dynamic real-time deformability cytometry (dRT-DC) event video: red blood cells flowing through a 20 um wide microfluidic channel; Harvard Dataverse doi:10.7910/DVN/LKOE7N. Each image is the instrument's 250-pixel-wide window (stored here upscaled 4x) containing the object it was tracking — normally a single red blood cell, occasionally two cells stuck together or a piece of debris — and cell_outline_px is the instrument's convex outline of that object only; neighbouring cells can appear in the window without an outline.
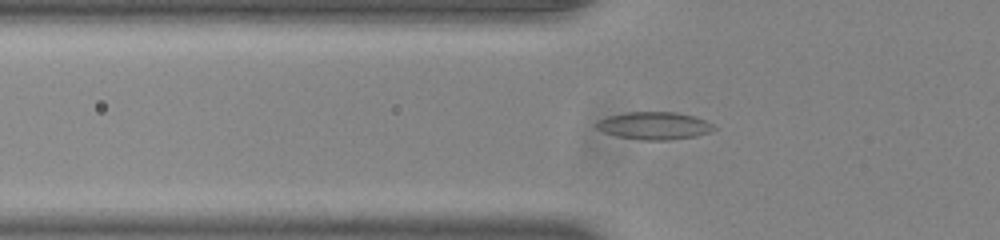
{"species": "common noctule bat (a hibernating species)", "species_latin": "Nyctalus noctula", "temperature_condition": "room temperature", "stored_images_in_passage": 43, "camera_frame_rate_fps": 3000, "um_per_image_px": 0.085, "animal": {"sex": "male", "body_mass_g": 20.0, "forearm_length_mm": 53.3}, "frame": {"image": 1, "passage_image": 9, "time_ms": 2.667, "image_size_px": [1000, 240], "cell_outline_px": [[716, 128], [708, 132], [696, 136], [668, 140], [640, 140], [616, 136], [604, 132], [596, 128], [596, 124], [600, 120], [608, 116], [628, 112], [676, 112], [692, 116], [704, 120], [712, 124]], "centroid_in_image_um": [55.59, 10.69], "position_along_channel_um": 70.2, "area_um2": 18.67}}
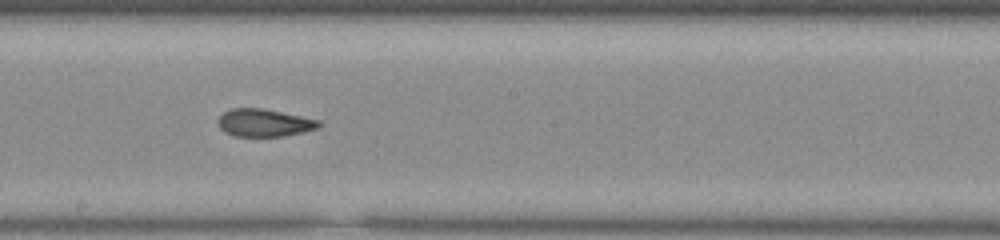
{"frame": {"image": 2, "passage_image": 21, "time_ms": 6.667, "image_size_px": [1000, 240], "cell_outline_px": [[324, 124], [320, 128], [304, 132], [284, 136], [232, 136], [224, 132], [216, 124], [216, 120], [224, 112], [232, 108], [264, 108], [320, 120]], "centroid_in_image_um": [22.47, 10.44], "position_along_channel_um": 225.7, "area_um2": 16.59}}
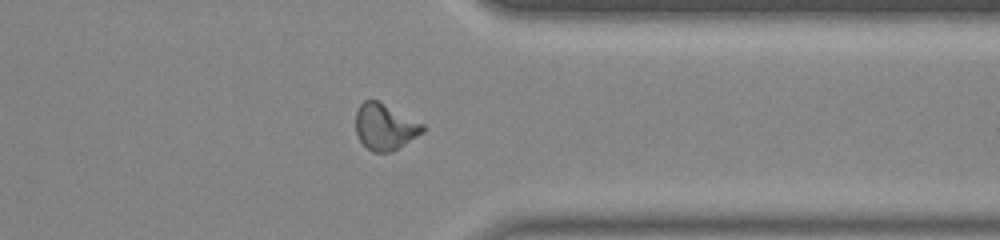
{"frame": {"image": 3, "passage_image": 33, "time_ms": 10.667, "image_size_px": [1000, 240], "cell_outline_px": [[424, 132], [392, 152], [372, 152], [360, 140], [356, 132], [356, 112], [360, 104], [364, 100], [376, 100], [424, 124]], "centroid_in_image_um": [32.71, 10.79], "position_along_channel_um": 378.7, "area_um2": 17.8}, "authors_computed_cell_mechanics": {"area_um2": 17.1666, "velocity_mm_per_s": 3.8976, "shape_relaxation_time_tau1_ms": null, "shape_relaxation_time_tau2_ms": 2.0731, "deformation_change_tau1": null, "deformation_change_tau2": 0.0843}}